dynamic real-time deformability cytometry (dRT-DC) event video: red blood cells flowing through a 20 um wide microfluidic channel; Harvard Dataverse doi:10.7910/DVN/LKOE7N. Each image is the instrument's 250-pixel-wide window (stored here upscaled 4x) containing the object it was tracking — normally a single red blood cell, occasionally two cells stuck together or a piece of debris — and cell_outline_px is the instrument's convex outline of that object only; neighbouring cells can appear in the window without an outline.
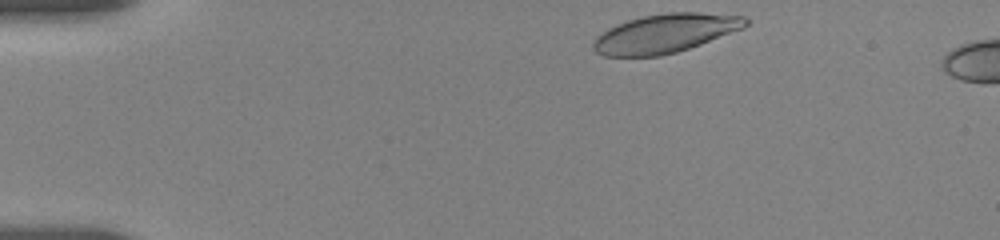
{"species": "human", "species_latin": "Homo sapiens", "temperature_condition": "room temperature", "stored_images_in_passage": 8, "camera_frame_rate_fps": 3000, "um_per_image_px": 0.085, "donor": {"sex": "female"}, "frame": {"image": 1, "passage_image": 1, "time_ms": 0.0, "image_size_px": [1000, 240], "cell_outline_px": [[748, 24], [744, 28], [700, 44], [676, 52], [660, 56], [604, 56], [596, 52], [592, 48], [592, 40], [596, 36], [608, 28], [616, 24], [628, 20], [644, 16], [668, 12], [700, 12], [744, 16], [748, 20]], "centroid_in_image_um": [56.51, 2.83], "position_along_channel_um": 28.5, "area_um2": 34.45}}